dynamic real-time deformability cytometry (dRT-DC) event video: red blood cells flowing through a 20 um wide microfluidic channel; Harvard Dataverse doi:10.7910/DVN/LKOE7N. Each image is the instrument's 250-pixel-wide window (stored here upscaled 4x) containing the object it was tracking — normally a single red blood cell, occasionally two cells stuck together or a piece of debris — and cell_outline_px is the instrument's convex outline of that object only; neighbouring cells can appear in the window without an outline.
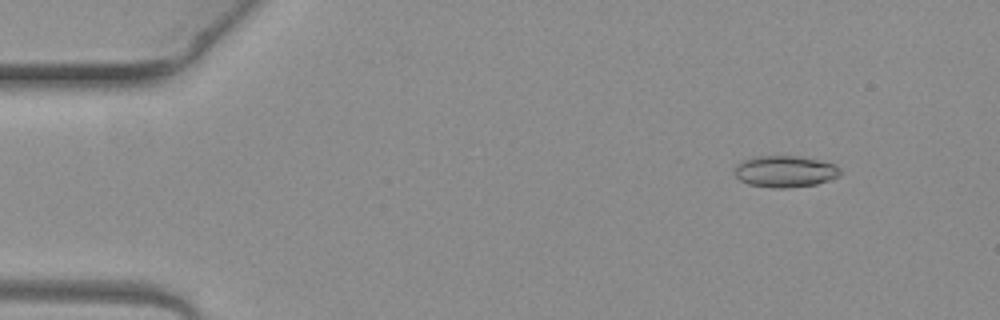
{"species": "common noctule bat (a hibernating species)", "species_latin": "Nyctalus noctula", "temperature_condition": "warm", "stored_images_in_passage": 5, "camera_frame_rate_fps": 3000, "um_per_image_px": 0.085, "animal": {"sex": "female", "body_mass_g": 19.3, "forearm_length_mm": 54.1}, "frame": {"image": 1, "passage_image": 2, "time_ms": 0.333, "image_size_px": [1000, 320], "cell_outline_px": [[840, 176], [816, 184], [784, 188], [776, 188], [748, 184], [740, 180], [736, 176], [732, 168], [736, 164], [744, 160], [756, 156], [796, 156], [816, 160], [832, 164], [840, 168]], "centroid_in_image_um": [66.67, 14.57], "position_along_channel_um": 18.3, "area_um2": 19.25}}